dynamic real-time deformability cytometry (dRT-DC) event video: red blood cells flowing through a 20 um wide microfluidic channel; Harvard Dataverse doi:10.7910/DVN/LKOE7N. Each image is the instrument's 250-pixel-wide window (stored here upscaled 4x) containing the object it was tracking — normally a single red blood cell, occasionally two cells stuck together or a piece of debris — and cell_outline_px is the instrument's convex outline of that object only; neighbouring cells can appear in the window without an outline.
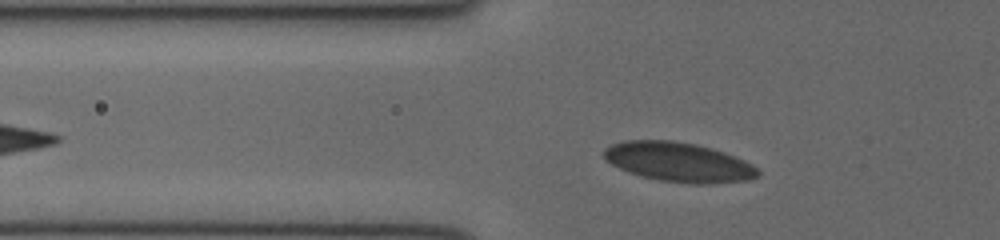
{"species": "human", "species_latin": "Homo sapiens", "temperature_condition": "cold", "stored_images_in_passage": 25, "camera_frame_rate_fps": 3000, "um_per_image_px": 0.085, "donor": {"sex": "female"}, "frame": {"image": 1, "passage_image": 3, "time_ms": 0.667, "image_size_px": [1000, 240], "cell_outline_px": [[760, 176], [748, 180], [704, 184], [692, 184], [660, 180], [640, 176], [628, 172], [604, 160], [604, 148], [612, 144], [624, 140], [672, 140], [696, 144], [712, 148], [724, 152], [744, 160], [752, 164], [760, 172]], "centroid_in_image_um": [57.68, 13.77], "position_along_channel_um": 68.1, "area_um2": 35.49}}
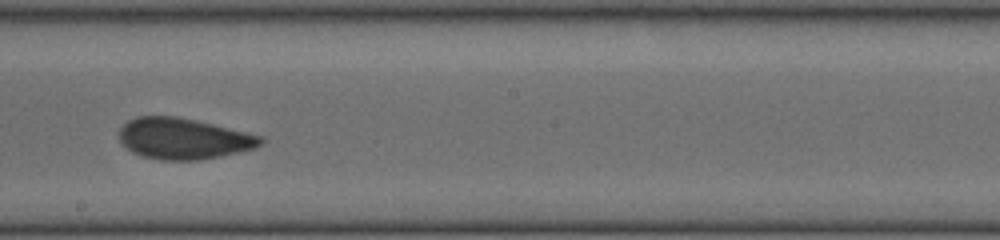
{"frame": {"image": 2, "passage_image": 15, "time_ms": 4.667, "image_size_px": [1000, 240], "cell_outline_px": [[264, 140], [256, 148], [220, 156], [200, 160], [160, 160], [140, 156], [132, 152], [120, 140], [116, 132], [128, 120], [136, 116], [176, 116], [212, 124], [260, 136]], "centroid_in_image_um": [15.53, 11.79], "position_along_channel_um": 232.7, "area_um2": 33.7}}
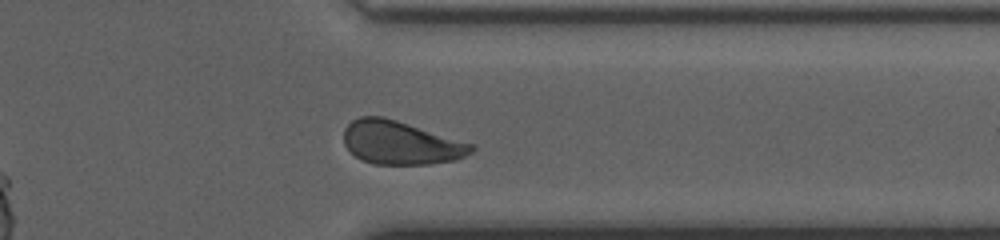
{"frame": {"image": 3, "passage_image": 25, "time_ms": 8.0, "image_size_px": [1000, 240], "cell_outline_px": [[476, 148], [472, 152], [456, 160], [428, 164], [372, 164], [360, 160], [344, 144], [344, 128], [352, 120], [360, 116], [384, 116], [472, 144]], "centroid_in_image_um": [34.02, 12.13], "position_along_channel_um": 377.4, "area_um2": 32.14}}